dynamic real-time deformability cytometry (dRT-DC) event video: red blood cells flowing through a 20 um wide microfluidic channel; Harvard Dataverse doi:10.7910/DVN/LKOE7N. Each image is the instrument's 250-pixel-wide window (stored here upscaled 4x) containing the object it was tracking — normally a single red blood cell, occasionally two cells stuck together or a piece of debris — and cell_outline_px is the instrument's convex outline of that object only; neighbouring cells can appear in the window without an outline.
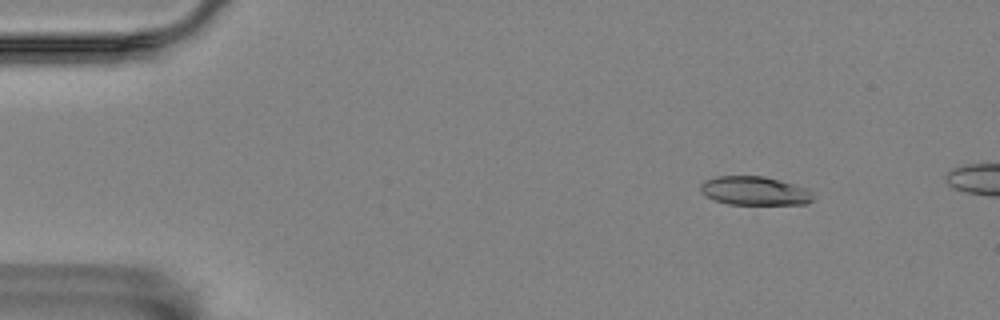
{"species": "Egyptian fruit bat (a non-hibernating species)", "species_latin": "Rousettus aegyptiacus", "temperature_condition": "room temperature", "stored_images_in_passage": 6, "camera_frame_rate_fps": 3000, "um_per_image_px": 0.085, "animal": {"sex": "female"}, "frame": {"image": 1, "passage_image": 2, "time_ms": 0.333, "image_size_px": [1000, 320], "cell_outline_px": [[812, 200], [808, 204], [728, 204], [716, 200], [700, 192], [700, 184], [704, 180], [716, 176], [764, 176], [808, 188], [812, 192]], "centroid_in_image_um": [64.14, 16.21], "position_along_channel_um": 20.9, "area_um2": 18.84}}
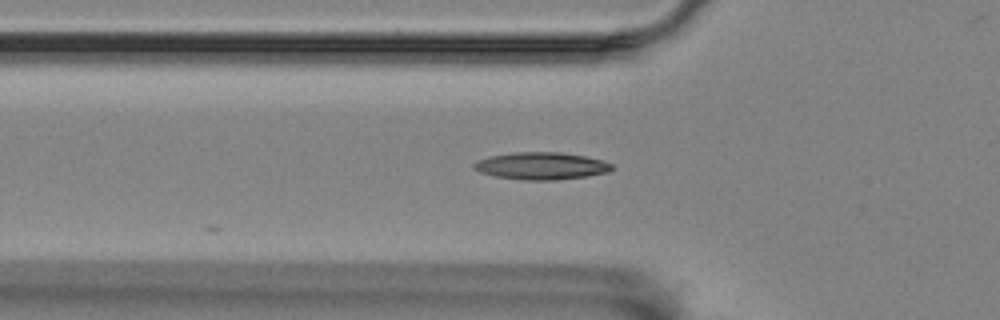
{"frame": {"image": 2, "passage_image": 5, "time_ms": 1.333, "image_size_px": [1000, 320], "cell_outline_px": [[616, 168], [608, 172], [588, 176], [556, 180], [524, 180], [496, 176], [480, 172], [472, 164], [480, 160], [492, 156], [512, 152], [560, 152], [584, 156], [600, 160], [612, 164]], "centroid_in_image_um": [46.07, 14.1], "position_along_channel_um": 79.7, "area_um2": 21.73}}